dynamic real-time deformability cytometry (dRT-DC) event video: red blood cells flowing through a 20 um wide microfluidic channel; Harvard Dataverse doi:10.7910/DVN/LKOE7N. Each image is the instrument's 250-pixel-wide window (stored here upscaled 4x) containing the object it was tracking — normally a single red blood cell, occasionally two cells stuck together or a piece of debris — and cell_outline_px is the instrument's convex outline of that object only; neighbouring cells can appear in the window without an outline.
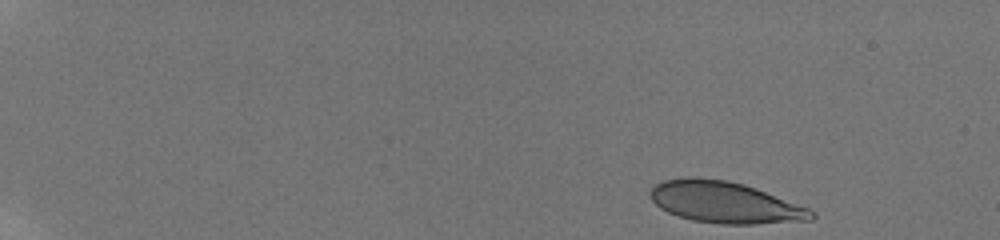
{"species": "human", "species_latin": "Homo sapiens", "temperature_condition": "room temperature", "stored_images_in_passage": 50, "camera_frame_rate_fps": 3000, "um_per_image_px": 0.085, "donor": {"sex": "male"}, "frame": {"image": 1, "passage_image": 1, "time_ms": 0.0, "image_size_px": [1000, 240], "cell_outline_px": [[816, 216], [812, 220], [756, 224], [720, 224], [692, 220], [668, 212], [660, 208], [648, 196], [648, 192], [656, 184], [664, 180], [688, 176], [692, 176], [728, 180], [744, 184], [756, 188], [808, 208], [816, 212]], "centroid_in_image_um": [61.6, 17.19], "position_along_channel_um": 23.4, "area_um2": 39.07}}
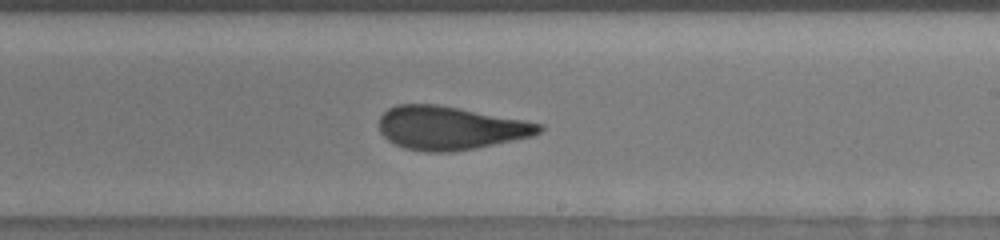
{"frame": {"image": 2, "passage_image": 31, "time_ms": 10.0, "image_size_px": [1000, 240], "cell_outline_px": [[544, 128], [540, 132], [532, 136], [476, 148], [452, 152], [424, 152], [404, 148], [388, 140], [380, 132], [380, 116], [388, 108], [396, 104], [436, 104], [524, 120], [544, 124]], "centroid_in_image_um": [38.25, 10.88], "position_along_channel_um": 250.7, "area_um2": 40.4}}
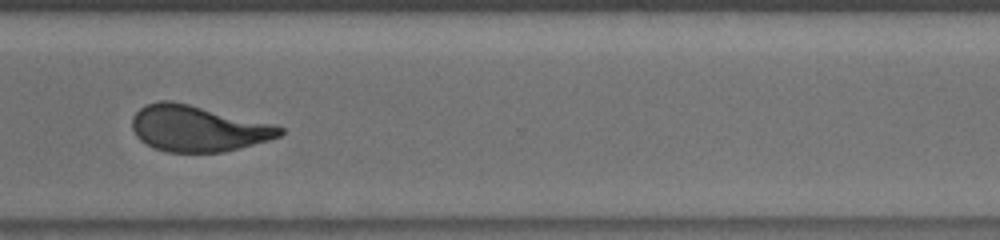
{"frame": {"image": 3, "passage_image": 39, "time_ms": 12.667, "image_size_px": [1000, 240], "cell_outline_px": [[284, 132], [280, 136], [268, 140], [224, 152], [168, 152], [152, 148], [140, 140], [136, 136], [132, 128], [132, 116], [144, 104], [160, 100], [168, 100], [188, 104], [272, 124], [284, 128]], "centroid_in_image_um": [16.76, 10.93], "position_along_channel_um": 353.8, "area_um2": 39.42}, "authors_computed_cell_mechanics": {"area_um2": 39.882, "velocity_mm_per_s": 3.8606, "shape_relaxation_time_tau1_ms": 4.9184, "shape_relaxation_time_tau2_ms": 1.0998, "deformation_change_tau1": 0.1802, "deformation_change_tau2": 0.0735}}